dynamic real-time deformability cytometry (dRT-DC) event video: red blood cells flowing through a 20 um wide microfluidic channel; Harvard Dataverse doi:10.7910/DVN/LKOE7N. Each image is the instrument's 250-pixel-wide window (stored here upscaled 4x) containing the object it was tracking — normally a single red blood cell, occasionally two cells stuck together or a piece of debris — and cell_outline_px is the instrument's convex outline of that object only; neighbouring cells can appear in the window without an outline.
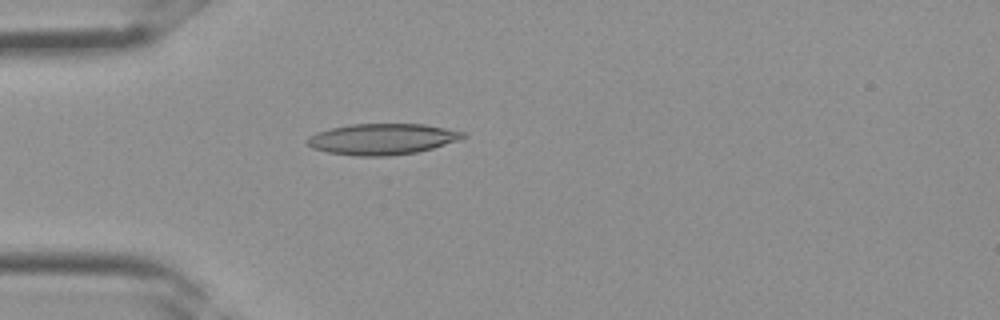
{"species": "Egyptian fruit bat (a non-hibernating species)", "species_latin": "Rousettus aegyptiacus", "temperature_condition": "room temperature", "stored_images_in_passage": 6, "camera_frame_rate_fps": 3000, "um_per_image_px": 0.085, "frame": {"image": 1, "passage_image": 1, "time_ms": 0.0, "image_size_px": [1000, 320], "cell_outline_px": [[468, 136], [460, 140], [432, 148], [416, 152], [388, 156], [356, 156], [328, 152], [312, 148], [304, 144], [304, 140], [316, 132], [332, 128], [352, 124], [424, 124], [464, 132]], "centroid_in_image_um": [32.46, 11.82], "position_along_channel_um": 52.5, "area_um2": 28.21}}
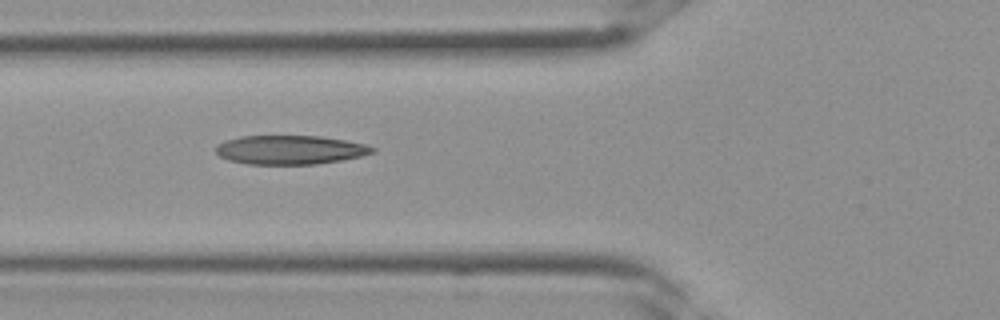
{"frame": {"image": 2, "passage_image": 4, "time_ms": 1.0, "image_size_px": [1000, 320], "cell_outline_px": [[376, 152], [360, 156], [340, 160], [316, 164], [248, 164], [228, 160], [220, 156], [216, 152], [216, 148], [224, 140], [240, 136], [320, 136], [344, 140], [364, 144], [376, 148]], "centroid_in_image_um": [24.65, 12.73], "position_along_channel_um": 101.1, "area_um2": 26.3}}
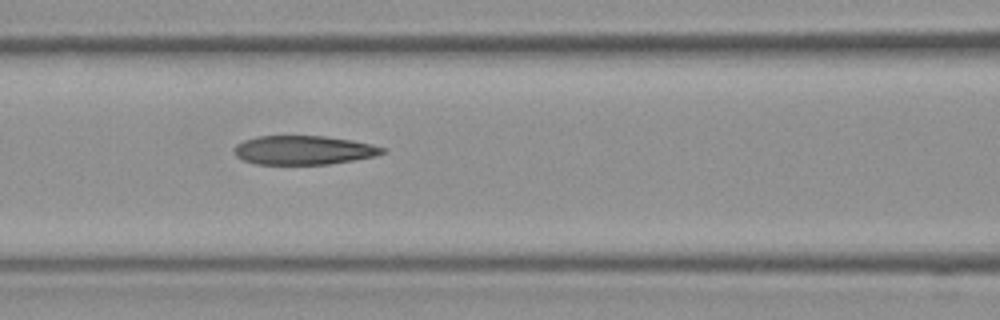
{"frame": {"image": 3, "passage_image": 6, "time_ms": 1.667, "image_size_px": [1000, 320], "cell_outline_px": [[388, 152], [376, 156], [328, 164], [256, 164], [244, 160], [236, 156], [232, 152], [232, 148], [236, 144], [244, 140], [256, 136], [324, 136], [352, 140], [372, 144], [388, 148]], "centroid_in_image_um": [25.82, 12.75], "position_along_channel_um": 140.8, "area_um2": 25.26}}